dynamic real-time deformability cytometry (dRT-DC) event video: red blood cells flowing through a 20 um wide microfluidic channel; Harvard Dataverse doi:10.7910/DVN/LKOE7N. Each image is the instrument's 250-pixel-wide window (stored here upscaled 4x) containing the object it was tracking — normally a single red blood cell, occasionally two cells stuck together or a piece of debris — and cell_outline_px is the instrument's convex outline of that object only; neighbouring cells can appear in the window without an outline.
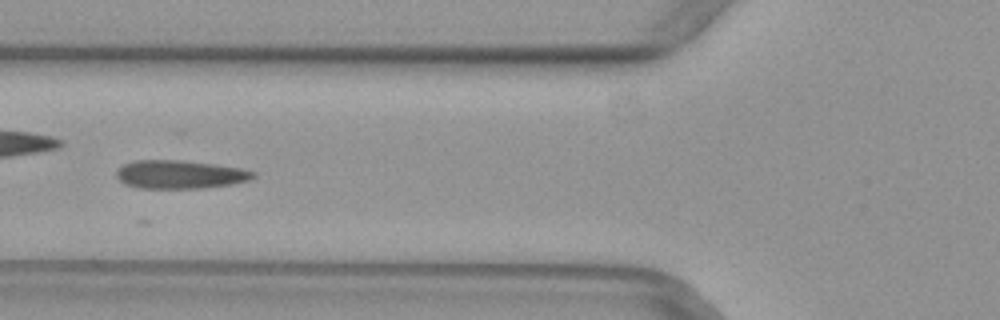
{"species": "common noctule bat (a hibernating species)", "species_latin": "Nyctalus noctula", "temperature_condition": "warm", "stored_images_in_passage": 13, "camera_frame_rate_fps": 3000, "um_per_image_px": 0.085, "animal": {"sex": "female", "body_mass_g": 29.2, "forearm_length_mm": 56.3}, "frame": {"image": 1, "passage_image": 5, "time_ms": 1.333, "image_size_px": [1000, 320], "cell_outline_px": [[256, 176], [252, 180], [232, 184], [204, 188], [136, 188], [124, 184], [116, 176], [116, 172], [124, 164], [136, 160], [180, 160], [212, 164], [240, 168], [256, 172]], "centroid_in_image_um": [15.31, 14.84], "position_along_channel_um": 110.5, "area_um2": 22.66}}